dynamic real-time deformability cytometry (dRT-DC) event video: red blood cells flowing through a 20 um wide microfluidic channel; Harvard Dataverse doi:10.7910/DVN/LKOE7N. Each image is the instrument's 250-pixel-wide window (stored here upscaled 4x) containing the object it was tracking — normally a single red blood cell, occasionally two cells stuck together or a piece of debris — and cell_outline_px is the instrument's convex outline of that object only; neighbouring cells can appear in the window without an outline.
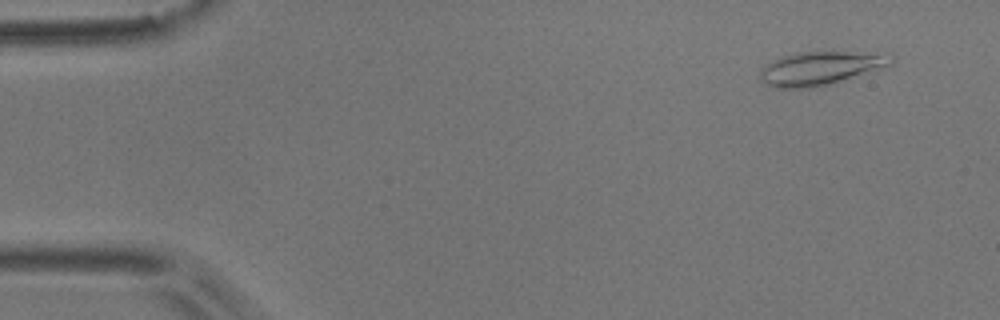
{"species": "common noctule bat (a hibernating species)", "species_latin": "Nyctalus noctula", "temperature_condition": "room temperature", "stored_images_in_passage": 53, "camera_frame_rate_fps": 3000, "um_per_image_px": 0.085, "animal": {"sex": "male", "body_mass_g": 17.9}, "frame": {"image": 1, "passage_image": 4, "time_ms": 1.0, "image_size_px": [1000, 320], "cell_outline_px": [[892, 64], [832, 84], [808, 88], [776, 88], [764, 84], [760, 80], [760, 68], [764, 64], [780, 56], [800, 52], [892, 52]], "centroid_in_image_um": [69.71, 5.79], "position_along_channel_um": 15.3, "area_um2": 25.95}}
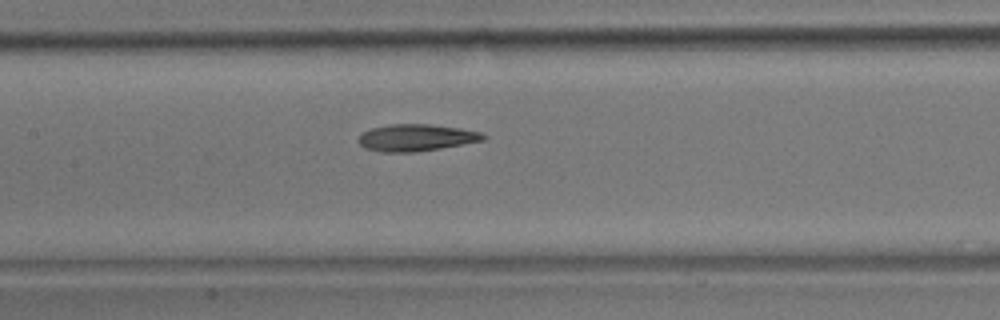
{"frame": {"image": 2, "passage_image": 25, "time_ms": 8.0, "image_size_px": [1000, 320], "cell_outline_px": [[488, 136], [484, 140], [440, 148], [416, 152], [380, 152], [364, 148], [356, 140], [364, 132], [372, 128], [388, 124], [428, 124], [460, 128], [480, 132]], "centroid_in_image_um": [35.36, 11.7], "position_along_channel_um": 172.0, "area_um2": 19.54}}
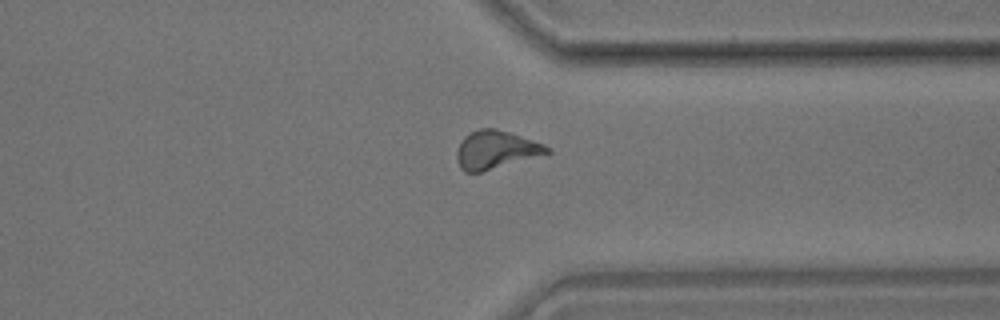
{"frame": {"image": 3, "passage_image": 41, "time_ms": 13.333, "image_size_px": [1000, 320], "cell_outline_px": [[552, 152], [480, 172], [464, 172], [460, 168], [456, 160], [456, 152], [460, 140], [464, 136], [480, 128], [496, 128], [544, 144], [552, 148]], "centroid_in_image_um": [42.11, 12.73], "position_along_channel_um": 369.3, "area_um2": 19.94}, "authors_computed_cell_mechanics": {"area_um2": 19.941, "velocity_mm_per_s": 3.7219, "shape_relaxation_time_tau1_ms": null, "shape_relaxation_time_tau2_ms": 6.9415, "deformation_change_tau1": null, "deformation_change_tau2": 0.1862}}